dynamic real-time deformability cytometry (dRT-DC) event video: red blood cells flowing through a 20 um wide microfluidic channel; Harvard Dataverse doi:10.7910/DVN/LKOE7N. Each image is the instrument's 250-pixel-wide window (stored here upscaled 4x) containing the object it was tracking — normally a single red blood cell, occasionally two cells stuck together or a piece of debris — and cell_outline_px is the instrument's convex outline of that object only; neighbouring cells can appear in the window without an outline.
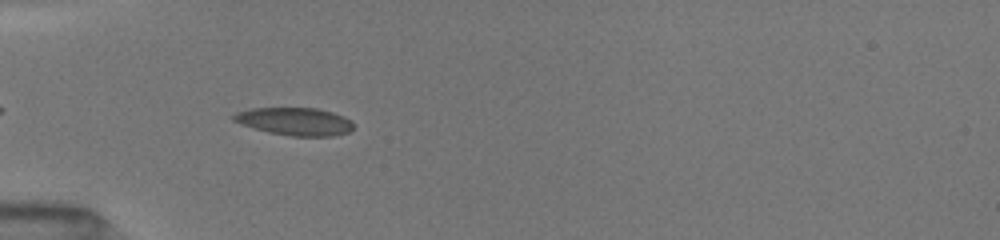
{"species": "common noctule bat (a hibernating species)", "species_latin": "Nyctalus noctula", "temperature_condition": "room temperature", "stored_images_in_passage": 9, "camera_frame_rate_fps": 3000, "um_per_image_px": 0.085, "animal": {"sex": "female", "body_mass_g": 19.5, "forearm_length_mm": 54.1}, "frame": {"image": 1, "passage_image": 8, "time_ms": 1.333, "image_size_px": [1000, 240], "cell_outline_px": [[352, 128], [348, 132], [332, 136], [292, 136], [268, 132], [240, 124], [232, 120], [232, 116], [236, 112], [252, 108], [316, 108], [332, 112], [344, 116], [352, 120]], "centroid_in_image_um": [25.05, 10.32], "position_along_channel_um": 60.0, "area_um2": 19.36}}